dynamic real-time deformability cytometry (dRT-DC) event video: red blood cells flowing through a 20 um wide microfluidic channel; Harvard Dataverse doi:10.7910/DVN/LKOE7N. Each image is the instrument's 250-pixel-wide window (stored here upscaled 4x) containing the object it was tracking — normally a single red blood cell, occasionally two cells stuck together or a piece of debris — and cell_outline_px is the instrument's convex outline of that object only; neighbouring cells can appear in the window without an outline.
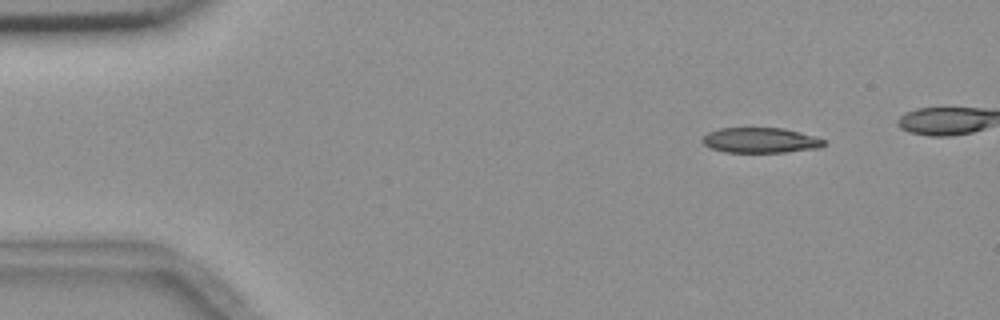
{"species": "common noctule bat (a hibernating species)", "species_latin": "Nyctalus noctula", "temperature_condition": "room temperature", "stored_images_in_passage": 5, "camera_frame_rate_fps": 3000, "um_per_image_px": 0.085, "animal": {"sex": "female", "body_mass_g": 18.4}, "frame": {"image": 1, "passage_image": 2, "time_ms": 1.0, "image_size_px": [1000, 320], "cell_outline_px": [[824, 144], [820, 148], [784, 152], [724, 152], [712, 148], [704, 144], [700, 140], [708, 132], [720, 128], [784, 128], [816, 136], [824, 140]], "centroid_in_image_um": [64.64, 11.92], "position_along_channel_um": 20.4, "area_um2": 17.86}}